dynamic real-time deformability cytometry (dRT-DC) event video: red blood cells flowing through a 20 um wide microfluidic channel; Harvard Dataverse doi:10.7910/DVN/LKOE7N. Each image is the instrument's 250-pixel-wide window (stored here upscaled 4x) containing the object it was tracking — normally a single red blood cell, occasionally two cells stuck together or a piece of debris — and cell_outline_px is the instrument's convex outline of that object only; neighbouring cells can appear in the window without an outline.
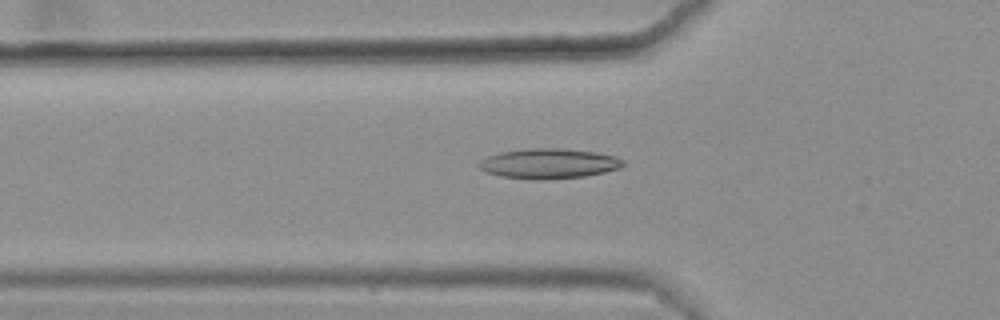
{"species": "common noctule bat (a hibernating species)", "species_latin": "Nyctalus noctula", "temperature_condition": "warm", "stored_images_in_passage": 36, "camera_frame_rate_fps": 3000, "um_per_image_px": 0.085, "animal": {"sex": "female", "body_mass_g": 25.1}, "frame": {"image": 1, "passage_image": 6, "time_ms": 1.667, "image_size_px": [1000, 320], "cell_outline_px": [[624, 164], [620, 168], [604, 172], [584, 176], [548, 180], [532, 180], [500, 176], [484, 172], [476, 164], [480, 160], [488, 156], [500, 152], [532, 148], [560, 148], [596, 152], [612, 156], [624, 160]], "centroid_in_image_um": [46.6, 13.91], "position_along_channel_um": 79.2, "area_um2": 25.37}}
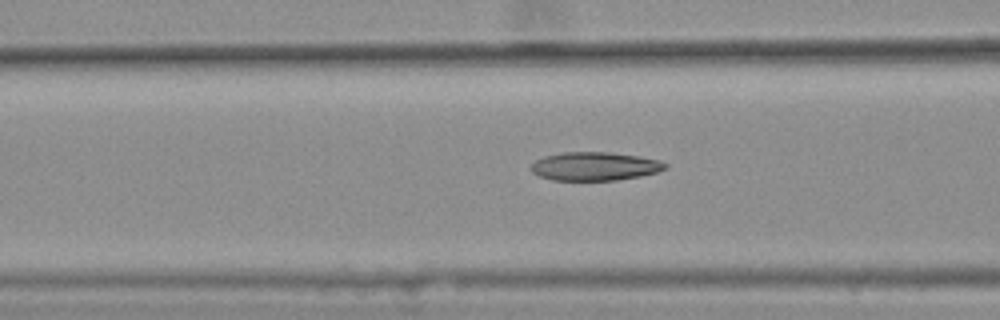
{"frame": {"image": 2, "passage_image": 9, "time_ms": 2.667, "image_size_px": [1000, 320], "cell_outline_px": [[668, 164], [664, 168], [656, 172], [640, 176], [616, 180], [552, 180], [540, 176], [532, 172], [532, 164], [536, 160], [544, 156], [564, 152], [608, 152], [640, 156], [660, 160]], "centroid_in_image_um": [50.56, 14.13], "position_along_channel_um": 116.0, "area_um2": 22.14}}
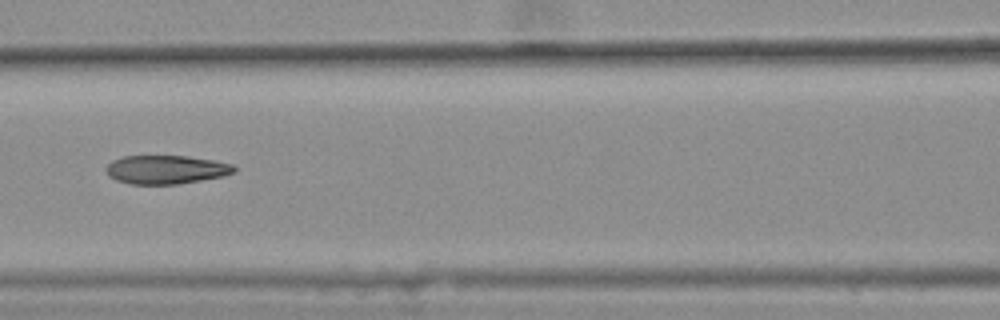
{"frame": {"image": 3, "passage_image": 12, "time_ms": 3.667, "image_size_px": [1000, 320], "cell_outline_px": [[236, 172], [224, 176], [176, 184], [132, 184], [116, 180], [108, 176], [104, 168], [112, 160], [124, 156], [188, 156], [212, 160], [232, 164], [236, 168]], "centroid_in_image_um": [14.09, 14.41], "position_along_channel_um": 152.5, "area_um2": 21.39}, "authors_computed_cell_mechanics": {"area_um2": 21.9351, "velocity_mm_per_s": 3.6354, "shape_relaxation_time_tau1_ms": null, "shape_relaxation_time_tau2_ms": 2.663, "deformation_change_tau1": null, "deformation_change_tau2": 0.1143}}